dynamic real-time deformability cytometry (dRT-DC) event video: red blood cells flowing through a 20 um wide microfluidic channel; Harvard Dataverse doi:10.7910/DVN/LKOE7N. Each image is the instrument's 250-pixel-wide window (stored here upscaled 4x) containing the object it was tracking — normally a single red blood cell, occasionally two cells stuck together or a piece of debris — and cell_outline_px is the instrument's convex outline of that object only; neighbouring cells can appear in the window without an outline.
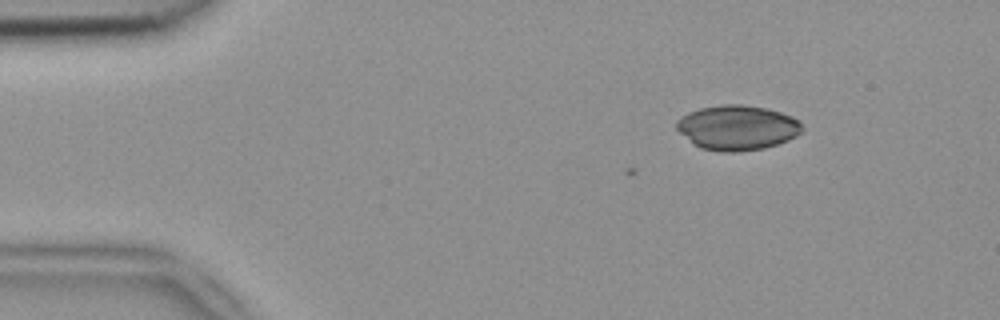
{"species": "common noctule bat (a hibernating species)", "species_latin": "Nyctalus noctula", "temperature_condition": "room temperature", "stored_images_in_passage": 4, "camera_frame_rate_fps": 3000, "um_per_image_px": 0.085, "animal": {"sex": "female", "body_mass_g": 18.4}, "frame": {"image": 1, "passage_image": 1, "time_ms": 0.0, "image_size_px": [1000, 320], "cell_outline_px": [[804, 128], [796, 136], [788, 140], [764, 148], [736, 152], [720, 152], [700, 148], [680, 132], [676, 128], [676, 120], [680, 116], [688, 112], [700, 108], [720, 104], [744, 104], [768, 108], [792, 116], [800, 120]], "centroid_in_image_um": [62.68, 10.83], "position_along_channel_um": 22.3, "area_um2": 33.06}}